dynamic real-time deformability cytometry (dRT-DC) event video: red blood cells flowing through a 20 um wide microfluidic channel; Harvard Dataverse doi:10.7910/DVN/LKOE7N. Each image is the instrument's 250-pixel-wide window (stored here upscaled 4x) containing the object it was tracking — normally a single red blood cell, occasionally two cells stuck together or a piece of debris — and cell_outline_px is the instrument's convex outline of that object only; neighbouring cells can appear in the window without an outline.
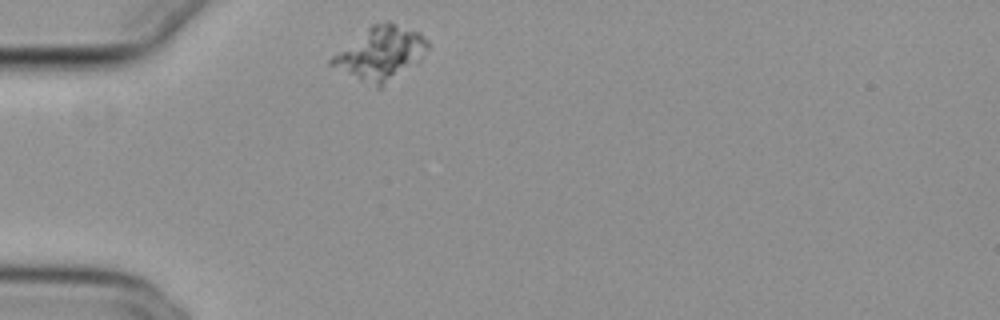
{"species": "common noctule bat (a hibernating species)", "species_latin": "Nyctalus noctula", "temperature_condition": "cold", "stored_images_in_passage": 11, "camera_frame_rate_fps": 3000, "um_per_image_px": 0.085, "animal": {"sex": "female", "body_mass_g": 29.2, "forearm_length_mm": 56.3}, "frame": {"image": 1, "passage_image": 1, "time_ms": 0.0, "image_size_px": [1000, 320], "cell_outline_px": [[432, 44], [420, 60], [380, 88], [376, 88], [328, 64], [328, 60], [332, 56], [372, 24], [388, 20], [420, 32]], "centroid_in_image_um": [32.39, 4.51], "position_along_channel_um": 52.6, "area_um2": 29.71}}
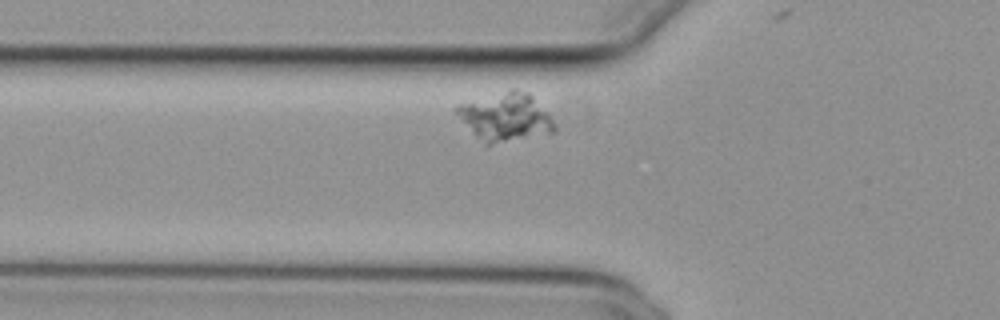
{"frame": {"image": 2, "passage_image": 5, "time_ms": 1.333, "image_size_px": [1000, 320], "cell_outline_px": [[556, 132], [492, 144], [484, 144], [452, 112], [452, 108], [460, 104], [508, 88], [516, 88], [528, 92], [548, 112], [556, 124]], "centroid_in_image_um": [42.95, 9.92], "position_along_channel_um": 82.9, "area_um2": 27.86}}
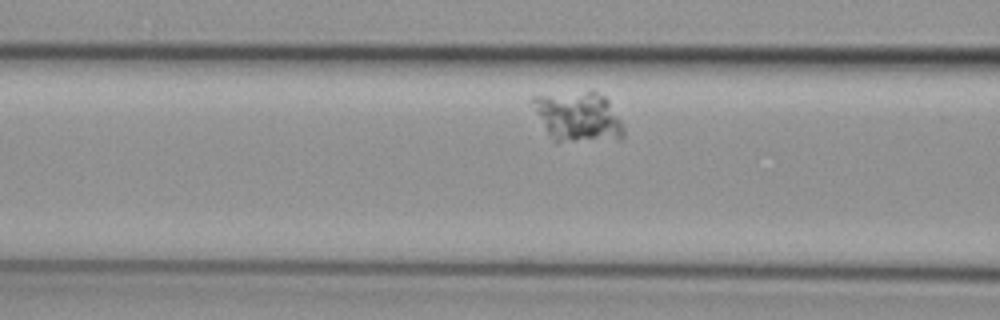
{"frame": {"image": 3, "passage_image": 8, "time_ms": 2.333, "image_size_px": [1000, 320], "cell_outline_px": [[624, 140], [556, 144], [548, 132], [528, 100], [532, 96], [588, 88], [592, 88], [604, 96], [608, 100], [620, 120], [624, 128]], "centroid_in_image_um": [49.14, 9.92], "position_along_channel_um": 117.5, "area_um2": 27.98}}